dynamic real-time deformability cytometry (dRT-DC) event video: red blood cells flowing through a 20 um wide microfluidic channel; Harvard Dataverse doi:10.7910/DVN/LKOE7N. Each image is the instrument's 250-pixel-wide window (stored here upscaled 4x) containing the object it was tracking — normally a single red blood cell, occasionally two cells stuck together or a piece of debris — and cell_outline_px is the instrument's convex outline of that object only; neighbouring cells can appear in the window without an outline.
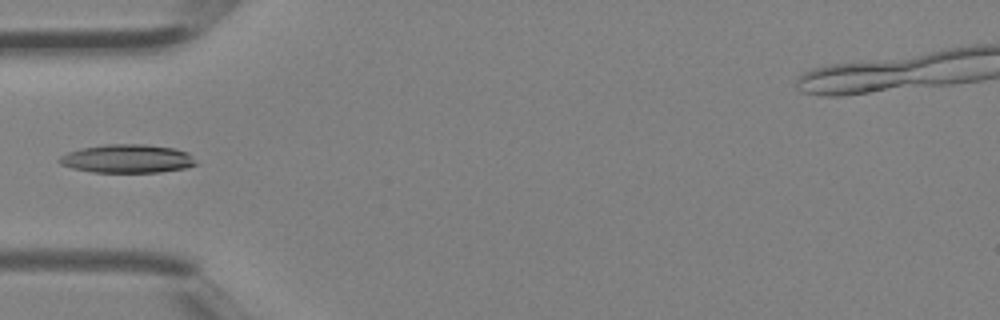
{"species": "Egyptian fruit bat (a non-hibernating species)", "species_latin": "Rousettus aegyptiacus", "temperature_condition": "room temperature", "stored_images_in_passage": 3, "camera_frame_rate_fps": 3000, "um_per_image_px": 0.085, "animal": {"sex": "female"}, "frame": {"image": 1, "passage_image": 3, "time_ms": 0.667, "image_size_px": [1000, 320], "cell_outline_px": [[196, 164], [184, 168], [160, 172], [92, 172], [72, 168], [60, 164], [56, 160], [60, 156], [68, 152], [84, 148], [104, 144], [144, 144], [172, 148], [188, 152]], "centroid_in_image_um": [10.77, 13.49], "position_along_channel_um": 74.2, "area_um2": 22.48}}